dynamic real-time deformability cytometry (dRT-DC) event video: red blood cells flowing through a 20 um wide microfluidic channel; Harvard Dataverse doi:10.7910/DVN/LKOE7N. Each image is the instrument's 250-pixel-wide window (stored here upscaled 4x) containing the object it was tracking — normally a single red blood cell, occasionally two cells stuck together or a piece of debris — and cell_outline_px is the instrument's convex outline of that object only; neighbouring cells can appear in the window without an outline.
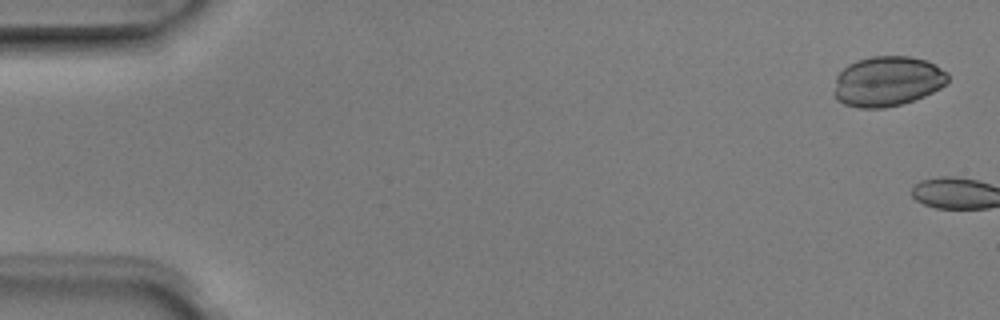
{"species": "Egyptian fruit bat (a non-hibernating species)", "species_latin": "Rousettus aegyptiacus", "temperature_condition": "room temperature", "stored_images_in_passage": 2, "camera_frame_rate_fps": 3000, "um_per_image_px": 0.085, "animal": {"sex": "male"}, "frame": {"image": 1, "passage_image": 1, "time_ms": 0.0, "image_size_px": [1000, 320], "cell_outline_px": [[948, 80], [940, 88], [924, 96], [900, 104], [884, 108], [860, 108], [844, 104], [836, 100], [832, 92], [836, 76], [848, 64], [856, 60], [872, 56], [908, 56], [928, 60], [948, 72]], "centroid_in_image_um": [75.4, 6.9], "position_along_channel_um": 9.6, "area_um2": 33.47}}